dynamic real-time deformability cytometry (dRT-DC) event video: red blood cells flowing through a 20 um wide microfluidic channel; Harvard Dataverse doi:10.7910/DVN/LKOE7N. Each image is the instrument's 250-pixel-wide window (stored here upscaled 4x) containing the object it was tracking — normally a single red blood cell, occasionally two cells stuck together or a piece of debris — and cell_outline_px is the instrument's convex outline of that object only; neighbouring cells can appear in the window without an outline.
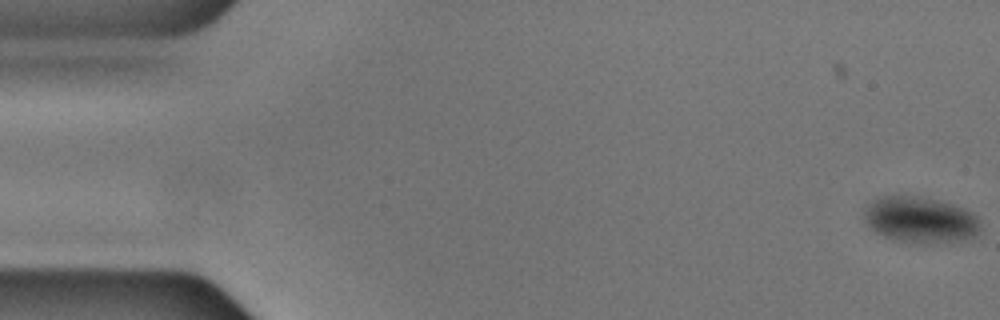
{"species": "common noctule bat (a hibernating species)", "species_latin": "Nyctalus noctula", "temperature_condition": "cold", "stored_images_in_passage": 57, "segment_of_instrument_passage": [1, 2], "camera_frame_rate_fps": 3000, "um_per_image_px": 0.085, "animal": {"sex": "male", "body_mass_g": 17.9, "forearm_length_mm": 54.2}, "frame": {"image": 1, "passage_image": 1, "time_ms": 0.0, "image_size_px": [1000, 320], "cell_outline_px": [[980, 232], [964, 240], [948, 244], [908, 244], [892, 240], [876, 232], [864, 220], [864, 208], [872, 200], [880, 196], [920, 196], [940, 200], [964, 208], [972, 212], [976, 216], [980, 224]], "centroid_in_image_um": [78.23, 18.71], "position_along_channel_um": 6.8, "area_um2": 32.08}}
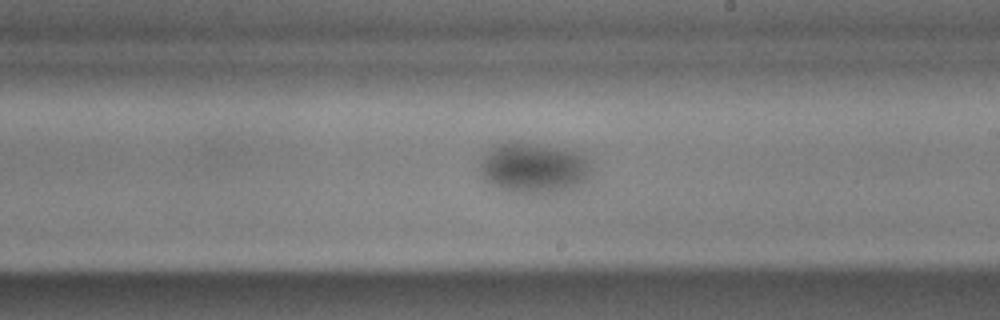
{"frame": {"image": 2, "passage_image": 32, "time_ms": 10.333, "image_size_px": [1000, 320], "cell_outline_px": [[592, 172], [588, 180], [576, 188], [568, 192], [552, 196], [532, 196], [512, 192], [500, 188], [484, 180], [480, 176], [480, 160], [492, 148], [500, 144], [512, 140], [564, 148], [576, 152], [592, 160]], "centroid_in_image_um": [45.46, 14.34], "position_along_channel_um": 243.5, "area_um2": 34.45}}
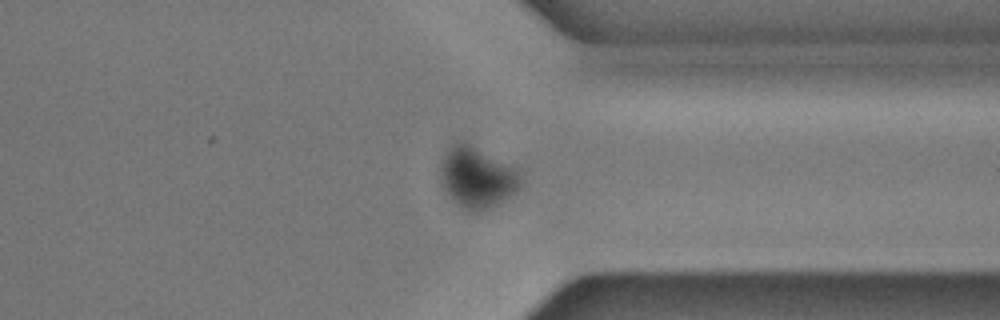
{"frame": {"image": 3, "passage_image": 43, "time_ms": 14.0, "image_size_px": [1000, 320], "cell_outline_px": [[520, 188], [516, 192], [476, 212], [468, 212], [460, 208], [448, 196], [444, 188], [440, 176], [440, 168], [444, 156], [452, 144], [460, 140], [464, 140], [516, 168], [520, 176]], "centroid_in_image_um": [40.5, 15.06], "position_along_channel_um": 370.9, "area_um2": 28.15}}